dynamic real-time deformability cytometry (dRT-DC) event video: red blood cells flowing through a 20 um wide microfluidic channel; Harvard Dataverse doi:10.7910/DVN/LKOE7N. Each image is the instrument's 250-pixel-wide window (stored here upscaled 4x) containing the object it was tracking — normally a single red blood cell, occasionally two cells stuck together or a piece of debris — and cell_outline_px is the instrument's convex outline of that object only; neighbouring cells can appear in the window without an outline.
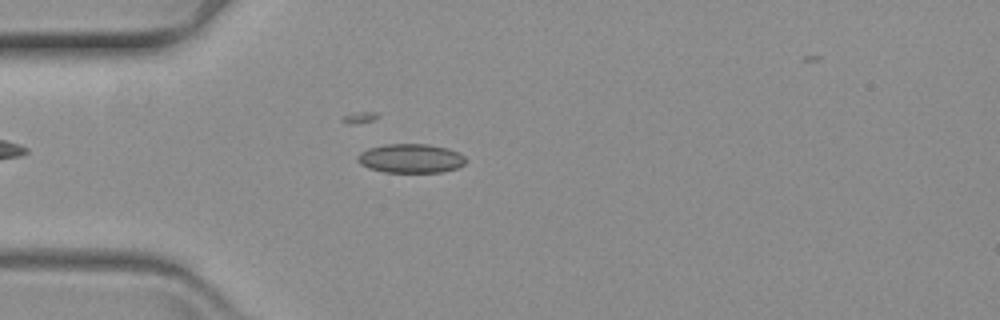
{"species": "common noctule bat (a hibernating species)", "species_latin": "Nyctalus noctula", "temperature_condition": "warm", "stored_images_in_passage": 49, "camera_frame_rate_fps": 3000, "um_per_image_px": 0.085, "animal": {"sex": "female", "body_mass_g": 19.3, "forearm_length_mm": 54.1}, "frame": {"image": 1, "passage_image": 12, "time_ms": 3.667, "image_size_px": [1000, 320], "cell_outline_px": [[464, 164], [456, 168], [440, 172], [384, 172], [368, 168], [360, 164], [356, 160], [356, 156], [360, 152], [368, 148], [384, 144], [428, 144], [448, 148], [460, 152], [464, 156]], "centroid_in_image_um": [34.87, 13.45], "position_along_channel_um": 50.1, "area_um2": 18.44}}
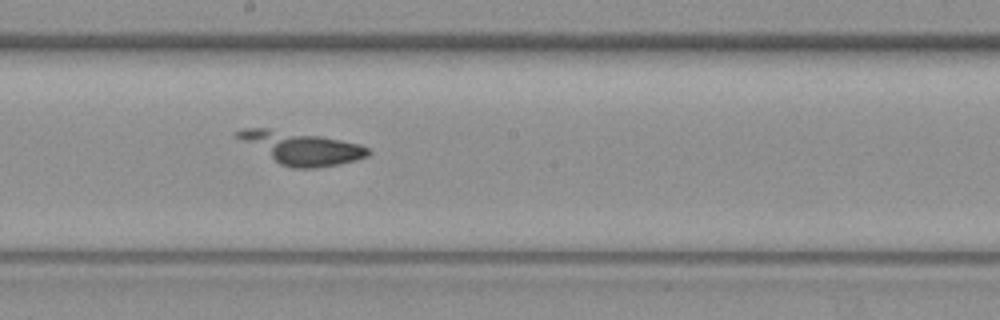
{"frame": {"image": 2, "passage_image": 28, "time_ms": 9.0, "image_size_px": [1000, 320], "cell_outline_px": [[372, 152], [368, 156], [340, 164], [316, 168], [292, 168], [280, 164], [232, 136], [232, 132], [244, 128], [268, 128], [320, 136], [360, 144], [368, 148]], "centroid_in_image_um": [25.55, 12.57], "position_along_channel_um": 222.6, "area_um2": 24.85}}
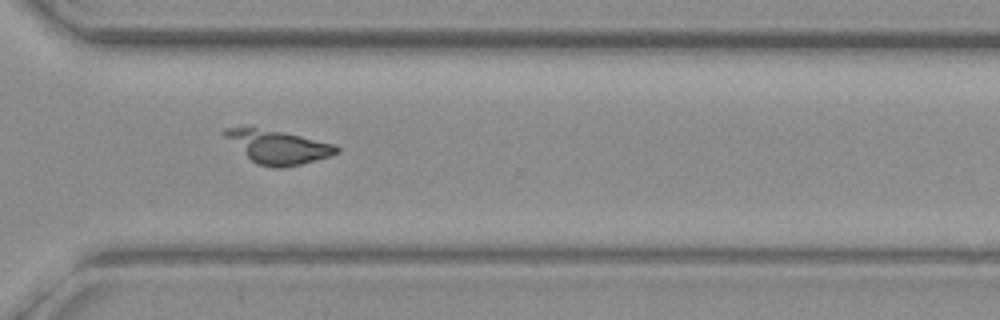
{"frame": {"image": 3, "passage_image": 39, "time_ms": 12.667, "image_size_px": [1000, 320], "cell_outline_px": [[340, 152], [332, 156], [284, 168], [272, 168], [256, 164], [224, 136], [220, 132], [224, 128], [256, 128], [280, 132], [300, 136], [336, 144], [340, 148]], "centroid_in_image_um": [23.67, 12.51], "position_along_channel_um": 346.9, "area_um2": 21.5}}